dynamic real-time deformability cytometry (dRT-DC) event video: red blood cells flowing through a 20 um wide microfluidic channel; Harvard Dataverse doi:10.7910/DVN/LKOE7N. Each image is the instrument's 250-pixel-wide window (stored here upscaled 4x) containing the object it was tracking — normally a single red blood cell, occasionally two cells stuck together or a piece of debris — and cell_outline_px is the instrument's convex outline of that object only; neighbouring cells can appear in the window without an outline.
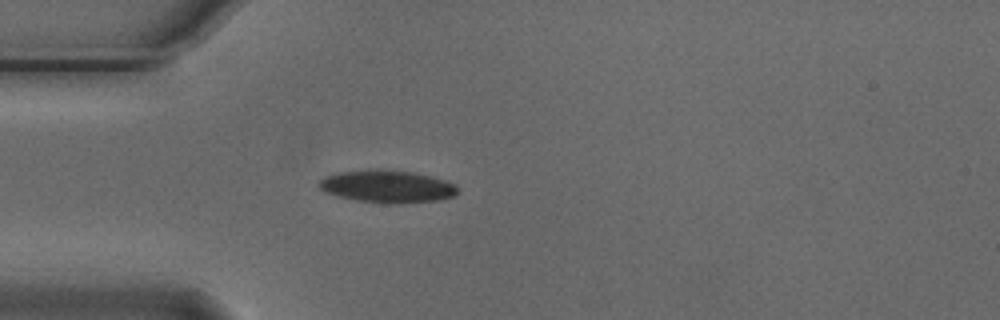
{"species": "Egyptian fruit bat (a non-hibernating species)", "species_latin": "Rousettus aegyptiacus", "temperature_condition": "cold", "stored_images_in_passage": 3, "camera_frame_rate_fps": 3000, "um_per_image_px": 0.085, "animal": {"sex": "male"}, "frame": {"image": 1, "passage_image": 3, "time_ms": 0.667, "image_size_px": [1000, 320], "cell_outline_px": [[456, 192], [452, 196], [436, 200], [400, 204], [384, 204], [356, 200], [340, 196], [328, 192], [320, 188], [316, 184], [324, 176], [336, 172], [372, 168], [380, 168], [412, 172], [444, 180], [452, 184], [456, 188]], "centroid_in_image_um": [32.83, 15.83], "position_along_channel_um": 52.2, "area_um2": 26.24}}